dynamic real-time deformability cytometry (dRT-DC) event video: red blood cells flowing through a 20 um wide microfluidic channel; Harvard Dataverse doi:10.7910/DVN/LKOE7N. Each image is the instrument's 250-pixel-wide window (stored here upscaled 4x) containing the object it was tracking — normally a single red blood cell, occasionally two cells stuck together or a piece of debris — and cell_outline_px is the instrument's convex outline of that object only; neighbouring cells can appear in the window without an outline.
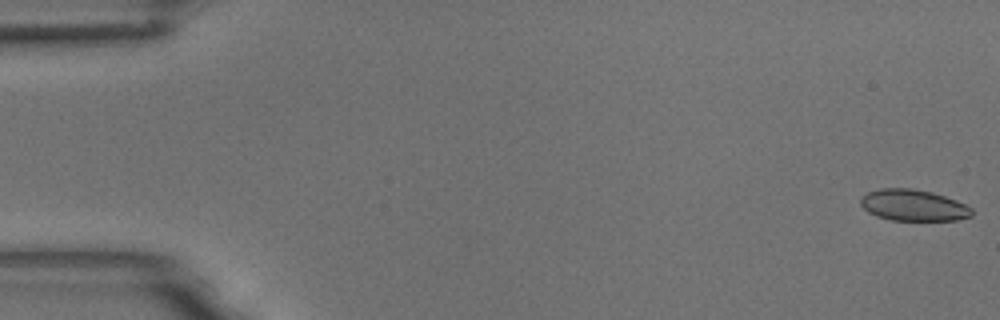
{"species": "common noctule bat (a hibernating species)", "species_latin": "Nyctalus noctula", "temperature_condition": "room temperature", "stored_images_in_passage": 5, "camera_frame_rate_fps": 3000, "um_per_image_px": 0.085, "animal": {"sex": "male", "body_mass_g": 18.8}, "frame": {"image": 1, "passage_image": 1, "time_ms": 0.0, "image_size_px": [1000, 320], "cell_outline_px": [[972, 216], [956, 220], [892, 220], [876, 216], [868, 212], [860, 204], [860, 200], [868, 192], [880, 188], [912, 188], [932, 192], [956, 200], [972, 208]], "centroid_in_image_um": [77.63, 17.44], "position_along_channel_um": 7.4, "area_um2": 20.23}}
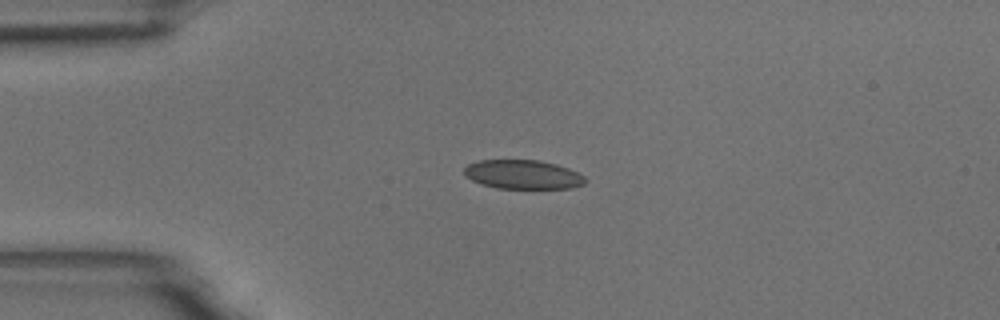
{"frame": {"image": 2, "passage_image": 4, "time_ms": 1.0, "image_size_px": [1000, 320], "cell_outline_px": [[588, 180], [584, 184], [572, 188], [496, 188], [480, 184], [464, 176], [464, 168], [468, 164], [476, 160], [540, 160], [556, 164], [568, 168], [584, 176]], "centroid_in_image_um": [44.43, 14.83], "position_along_channel_um": 40.6, "area_um2": 20.63}}